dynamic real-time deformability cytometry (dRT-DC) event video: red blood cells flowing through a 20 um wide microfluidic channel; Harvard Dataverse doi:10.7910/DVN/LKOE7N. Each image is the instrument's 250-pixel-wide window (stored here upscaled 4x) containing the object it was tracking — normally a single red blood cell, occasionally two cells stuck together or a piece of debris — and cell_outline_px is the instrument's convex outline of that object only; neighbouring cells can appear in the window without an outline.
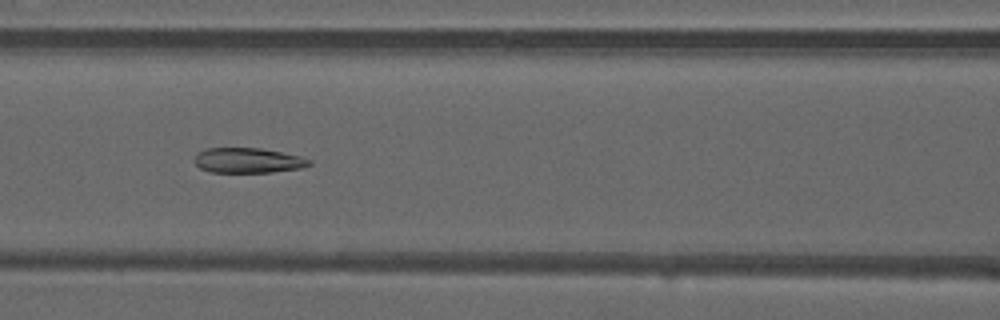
{"species": "common noctule bat (a hibernating species)", "species_latin": "Nyctalus noctula", "temperature_condition": "warm", "stored_images_in_passage": 39, "camera_frame_rate_fps": 3000, "um_per_image_px": 0.085, "animal": {"sex": "male", "forearm_length_mm": 52.5}, "frame": {"image": 1, "passage_image": 10, "time_ms": 3.0, "image_size_px": [1000, 320], "cell_outline_px": [[312, 164], [300, 168], [272, 172], [212, 172], [200, 168], [192, 160], [196, 152], [208, 148], [260, 148], [300, 156], [312, 160]], "centroid_in_image_um": [21.04, 13.63], "position_along_channel_um": 145.6, "area_um2": 16.82}}
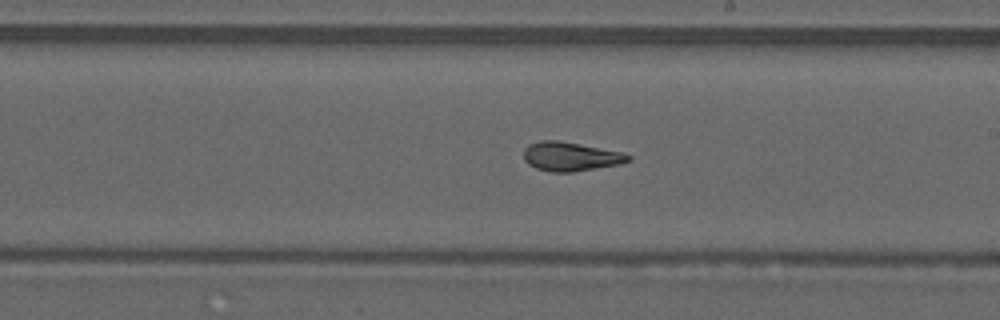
{"frame": {"image": 2, "passage_image": 17, "time_ms": 5.333, "image_size_px": [1000, 320], "cell_outline_px": [[632, 160], [620, 164], [572, 172], [552, 172], [536, 168], [528, 164], [524, 160], [524, 148], [528, 144], [540, 140], [556, 140], [624, 152], [632, 156]], "centroid_in_image_um": [48.5, 13.3], "position_along_channel_um": 240.5, "area_um2": 17.74}}
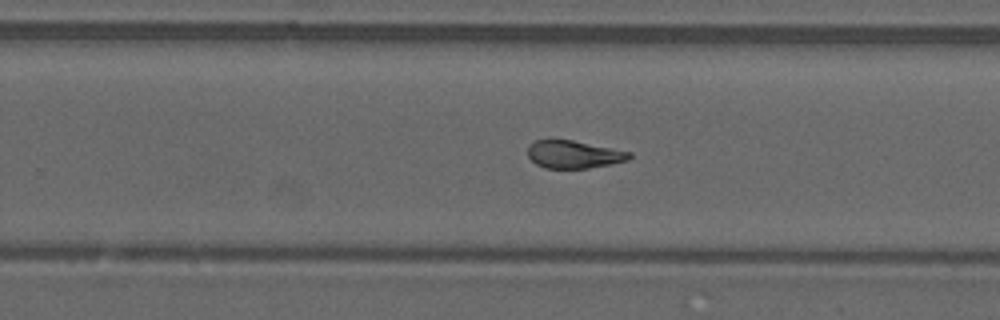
{"frame": {"image": 3, "passage_image": 20, "time_ms": 6.333, "image_size_px": [1000, 320], "cell_outline_px": [[632, 156], [628, 160], [612, 164], [588, 168], [544, 168], [536, 164], [528, 156], [528, 148], [536, 140], [572, 140], [632, 152]], "centroid_in_image_um": [48.8, 13.13], "position_along_channel_um": 281.0, "area_um2": 16.3}, "authors_computed_cell_mechanics": {"area_um2": 17.7446, "velocity_mm_per_s": 4.0775, "shape_relaxation_time_tau1_ms": null, "shape_relaxation_time_tau2_ms": 1.9377, "deformation_change_tau1": null, "deformation_change_tau2": 0.0831}}